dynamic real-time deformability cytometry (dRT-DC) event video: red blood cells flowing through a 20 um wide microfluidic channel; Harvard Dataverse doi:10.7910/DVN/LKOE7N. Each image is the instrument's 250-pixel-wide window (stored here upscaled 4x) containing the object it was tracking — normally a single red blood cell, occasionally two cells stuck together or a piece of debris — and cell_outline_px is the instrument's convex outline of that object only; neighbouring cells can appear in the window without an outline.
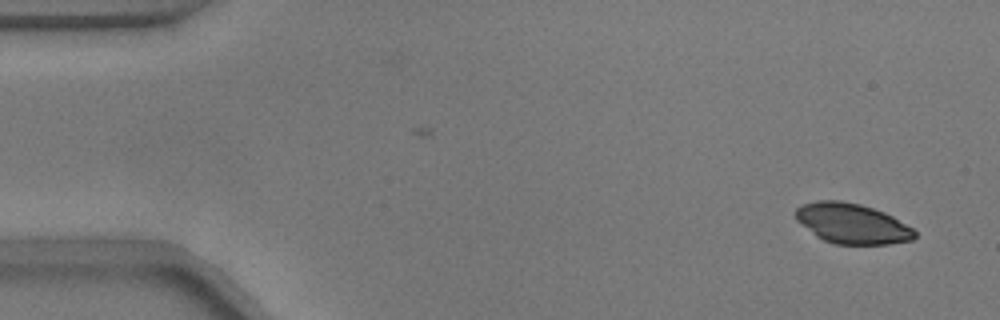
{"species": "common noctule bat (a hibernating species)", "species_latin": "Nyctalus noctula", "temperature_condition": "warm", "stored_images_in_passage": 52, "camera_frame_rate_fps": 3000, "um_per_image_px": 0.085, "animal": {"sex": "male", "body_mass_g": 17.9}, "frame": {"image": 1, "passage_image": 2, "time_ms": 0.333, "image_size_px": [1000, 320], "cell_outline_px": [[916, 236], [912, 240], [888, 244], [832, 244], [816, 236], [796, 220], [796, 208], [804, 204], [816, 200], [840, 200], [860, 204], [884, 212], [892, 216], [912, 228], [916, 232]], "centroid_in_image_um": [72.41, 19.0], "position_along_channel_um": 12.6, "area_um2": 27.8}}
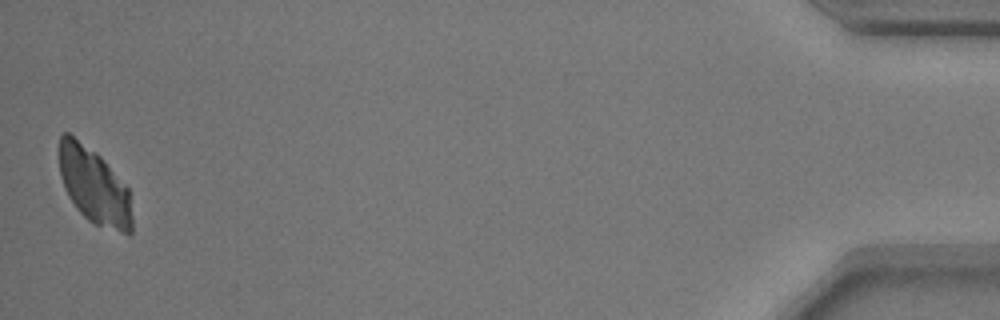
{"frame": {"image": 2, "passage_image": 52, "time_ms": 17.0, "image_size_px": [1000, 320], "cell_outline_px": [[132, 232], [128, 236], [96, 224], [88, 220], [76, 208], [68, 196], [64, 188], [60, 176], [56, 148], [60, 136], [64, 132], [68, 132], [96, 152], [104, 160], [128, 188], [132, 216]], "centroid_in_image_um": [7.96, 15.79], "position_along_channel_um": 427.2, "area_um2": 32.95}}